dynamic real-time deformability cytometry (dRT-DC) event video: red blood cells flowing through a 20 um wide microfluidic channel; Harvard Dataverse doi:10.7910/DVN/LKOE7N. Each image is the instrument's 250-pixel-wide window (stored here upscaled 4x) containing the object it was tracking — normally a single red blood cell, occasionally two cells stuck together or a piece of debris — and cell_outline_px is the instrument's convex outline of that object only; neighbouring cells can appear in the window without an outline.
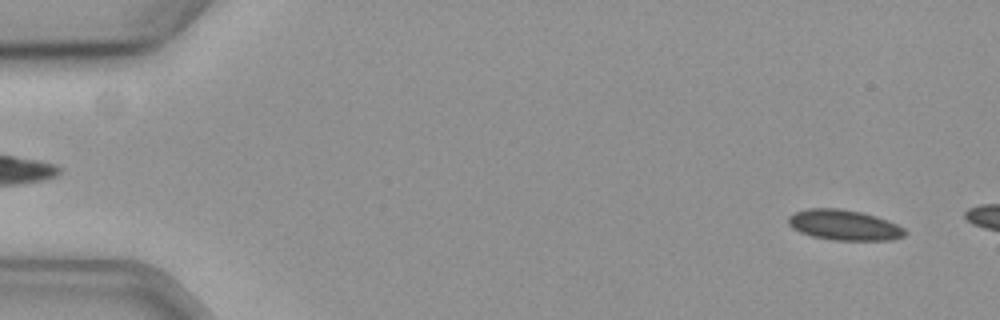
{"species": "common noctule bat (a hibernating species)", "species_latin": "Nyctalus noctula", "temperature_condition": "cold", "stored_images_in_passage": 8, "camera_frame_rate_fps": 3000, "um_per_image_px": 0.085, "animal": {"sex": "female", "body_mass_g": 19.3, "forearm_length_mm": 54.1}, "frame": {"image": 1, "passage_image": 3, "time_ms": 0.667, "image_size_px": [1000, 320], "cell_outline_px": [[904, 236], [888, 240], [832, 240], [812, 236], [800, 232], [792, 228], [788, 224], [788, 216], [796, 212], [808, 208], [840, 208], [860, 212], [876, 216], [896, 224], [904, 228]], "centroid_in_image_um": [71.7, 19.12], "position_along_channel_um": 13.3, "area_um2": 20.52}}